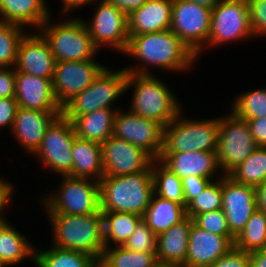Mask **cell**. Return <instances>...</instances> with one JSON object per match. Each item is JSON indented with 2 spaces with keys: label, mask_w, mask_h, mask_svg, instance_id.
Instances as JSON below:
<instances>
[{
  "label": "cell",
  "mask_w": 266,
  "mask_h": 267,
  "mask_svg": "<svg viewBox=\"0 0 266 267\" xmlns=\"http://www.w3.org/2000/svg\"><path fill=\"white\" fill-rule=\"evenodd\" d=\"M124 54L133 56L143 62V66L124 68L135 74H153L148 67H159L166 71H185L192 68L197 56L170 29L129 36V42Z\"/></svg>",
  "instance_id": "1"
},
{
  "label": "cell",
  "mask_w": 266,
  "mask_h": 267,
  "mask_svg": "<svg viewBox=\"0 0 266 267\" xmlns=\"http://www.w3.org/2000/svg\"><path fill=\"white\" fill-rule=\"evenodd\" d=\"M52 225L53 246L80 251L99 262L105 248L103 214L90 215L47 213Z\"/></svg>",
  "instance_id": "2"
},
{
  "label": "cell",
  "mask_w": 266,
  "mask_h": 267,
  "mask_svg": "<svg viewBox=\"0 0 266 267\" xmlns=\"http://www.w3.org/2000/svg\"><path fill=\"white\" fill-rule=\"evenodd\" d=\"M99 186L101 212L143 216L154 194L152 168L130 175L104 176Z\"/></svg>",
  "instance_id": "3"
},
{
  "label": "cell",
  "mask_w": 266,
  "mask_h": 267,
  "mask_svg": "<svg viewBox=\"0 0 266 267\" xmlns=\"http://www.w3.org/2000/svg\"><path fill=\"white\" fill-rule=\"evenodd\" d=\"M166 85L153 74L128 72L126 90L134 87L130 111L166 127L182 111L178 98Z\"/></svg>",
  "instance_id": "4"
},
{
  "label": "cell",
  "mask_w": 266,
  "mask_h": 267,
  "mask_svg": "<svg viewBox=\"0 0 266 267\" xmlns=\"http://www.w3.org/2000/svg\"><path fill=\"white\" fill-rule=\"evenodd\" d=\"M50 19L51 17L38 30L49 43L56 62L95 59L99 49L94 45L84 20L63 19L58 24H50Z\"/></svg>",
  "instance_id": "5"
},
{
  "label": "cell",
  "mask_w": 266,
  "mask_h": 267,
  "mask_svg": "<svg viewBox=\"0 0 266 267\" xmlns=\"http://www.w3.org/2000/svg\"><path fill=\"white\" fill-rule=\"evenodd\" d=\"M220 118L189 120L179 113L163 131L160 155L170 153L208 151L217 152Z\"/></svg>",
  "instance_id": "6"
},
{
  "label": "cell",
  "mask_w": 266,
  "mask_h": 267,
  "mask_svg": "<svg viewBox=\"0 0 266 267\" xmlns=\"http://www.w3.org/2000/svg\"><path fill=\"white\" fill-rule=\"evenodd\" d=\"M62 179L56 193L47 194L41 201L46 213L90 215L101 212L98 181L69 175Z\"/></svg>",
  "instance_id": "7"
},
{
  "label": "cell",
  "mask_w": 266,
  "mask_h": 267,
  "mask_svg": "<svg viewBox=\"0 0 266 267\" xmlns=\"http://www.w3.org/2000/svg\"><path fill=\"white\" fill-rule=\"evenodd\" d=\"M128 72L105 67L85 90L62 107L63 116H79L100 109H113L114 102L126 91Z\"/></svg>",
  "instance_id": "8"
},
{
  "label": "cell",
  "mask_w": 266,
  "mask_h": 267,
  "mask_svg": "<svg viewBox=\"0 0 266 267\" xmlns=\"http://www.w3.org/2000/svg\"><path fill=\"white\" fill-rule=\"evenodd\" d=\"M258 148L246 120L232 112L221 117L218 132L217 159L222 175H228Z\"/></svg>",
  "instance_id": "9"
},
{
  "label": "cell",
  "mask_w": 266,
  "mask_h": 267,
  "mask_svg": "<svg viewBox=\"0 0 266 267\" xmlns=\"http://www.w3.org/2000/svg\"><path fill=\"white\" fill-rule=\"evenodd\" d=\"M253 36L247 0H220L212 9L210 35L202 50Z\"/></svg>",
  "instance_id": "10"
},
{
  "label": "cell",
  "mask_w": 266,
  "mask_h": 267,
  "mask_svg": "<svg viewBox=\"0 0 266 267\" xmlns=\"http://www.w3.org/2000/svg\"><path fill=\"white\" fill-rule=\"evenodd\" d=\"M212 9L188 0H173L170 30L199 58L207 45Z\"/></svg>",
  "instance_id": "11"
},
{
  "label": "cell",
  "mask_w": 266,
  "mask_h": 267,
  "mask_svg": "<svg viewBox=\"0 0 266 267\" xmlns=\"http://www.w3.org/2000/svg\"><path fill=\"white\" fill-rule=\"evenodd\" d=\"M75 137L72 122L60 115L46 129L40 145L32 155H38L43 166L61 175L62 178L72 171V147Z\"/></svg>",
  "instance_id": "12"
},
{
  "label": "cell",
  "mask_w": 266,
  "mask_h": 267,
  "mask_svg": "<svg viewBox=\"0 0 266 267\" xmlns=\"http://www.w3.org/2000/svg\"><path fill=\"white\" fill-rule=\"evenodd\" d=\"M163 131L164 127L155 120L143 118L130 110L116 111L113 136L144 149L155 160L162 152Z\"/></svg>",
  "instance_id": "13"
},
{
  "label": "cell",
  "mask_w": 266,
  "mask_h": 267,
  "mask_svg": "<svg viewBox=\"0 0 266 267\" xmlns=\"http://www.w3.org/2000/svg\"><path fill=\"white\" fill-rule=\"evenodd\" d=\"M99 7L92 23L85 22L90 32L94 45L100 50L108 46L116 52L124 53L129 42L127 15L119 8L107 3L105 0H98Z\"/></svg>",
  "instance_id": "14"
},
{
  "label": "cell",
  "mask_w": 266,
  "mask_h": 267,
  "mask_svg": "<svg viewBox=\"0 0 266 267\" xmlns=\"http://www.w3.org/2000/svg\"><path fill=\"white\" fill-rule=\"evenodd\" d=\"M105 67L94 59L57 61L52 84L59 105L63 107L75 95L85 90Z\"/></svg>",
  "instance_id": "15"
},
{
  "label": "cell",
  "mask_w": 266,
  "mask_h": 267,
  "mask_svg": "<svg viewBox=\"0 0 266 267\" xmlns=\"http://www.w3.org/2000/svg\"><path fill=\"white\" fill-rule=\"evenodd\" d=\"M100 145L104 176H122L145 171L155 160L144 149L114 136Z\"/></svg>",
  "instance_id": "16"
},
{
  "label": "cell",
  "mask_w": 266,
  "mask_h": 267,
  "mask_svg": "<svg viewBox=\"0 0 266 267\" xmlns=\"http://www.w3.org/2000/svg\"><path fill=\"white\" fill-rule=\"evenodd\" d=\"M257 209L255 187L235 182L222 175V211L229 230L236 237Z\"/></svg>",
  "instance_id": "17"
},
{
  "label": "cell",
  "mask_w": 266,
  "mask_h": 267,
  "mask_svg": "<svg viewBox=\"0 0 266 267\" xmlns=\"http://www.w3.org/2000/svg\"><path fill=\"white\" fill-rule=\"evenodd\" d=\"M55 63L49 43L38 30L25 34L18 47L15 71L53 80Z\"/></svg>",
  "instance_id": "18"
},
{
  "label": "cell",
  "mask_w": 266,
  "mask_h": 267,
  "mask_svg": "<svg viewBox=\"0 0 266 267\" xmlns=\"http://www.w3.org/2000/svg\"><path fill=\"white\" fill-rule=\"evenodd\" d=\"M188 241L186 267H208L234 247L235 237L213 234L193 222Z\"/></svg>",
  "instance_id": "19"
},
{
  "label": "cell",
  "mask_w": 266,
  "mask_h": 267,
  "mask_svg": "<svg viewBox=\"0 0 266 267\" xmlns=\"http://www.w3.org/2000/svg\"><path fill=\"white\" fill-rule=\"evenodd\" d=\"M15 96L18 106L44 112H62L57 102L52 80L15 71Z\"/></svg>",
  "instance_id": "20"
},
{
  "label": "cell",
  "mask_w": 266,
  "mask_h": 267,
  "mask_svg": "<svg viewBox=\"0 0 266 267\" xmlns=\"http://www.w3.org/2000/svg\"><path fill=\"white\" fill-rule=\"evenodd\" d=\"M62 112H44L19 107L11 132L25 151L33 153L40 145L46 129Z\"/></svg>",
  "instance_id": "21"
},
{
  "label": "cell",
  "mask_w": 266,
  "mask_h": 267,
  "mask_svg": "<svg viewBox=\"0 0 266 267\" xmlns=\"http://www.w3.org/2000/svg\"><path fill=\"white\" fill-rule=\"evenodd\" d=\"M158 160L180 179L188 176H200L214 179L216 172L221 173L217 152L191 151L160 155Z\"/></svg>",
  "instance_id": "22"
},
{
  "label": "cell",
  "mask_w": 266,
  "mask_h": 267,
  "mask_svg": "<svg viewBox=\"0 0 266 267\" xmlns=\"http://www.w3.org/2000/svg\"><path fill=\"white\" fill-rule=\"evenodd\" d=\"M173 0H148L127 15L129 36L170 29Z\"/></svg>",
  "instance_id": "23"
},
{
  "label": "cell",
  "mask_w": 266,
  "mask_h": 267,
  "mask_svg": "<svg viewBox=\"0 0 266 267\" xmlns=\"http://www.w3.org/2000/svg\"><path fill=\"white\" fill-rule=\"evenodd\" d=\"M193 219L186 217L157 236V259L161 264L186 267L188 238Z\"/></svg>",
  "instance_id": "24"
},
{
  "label": "cell",
  "mask_w": 266,
  "mask_h": 267,
  "mask_svg": "<svg viewBox=\"0 0 266 267\" xmlns=\"http://www.w3.org/2000/svg\"><path fill=\"white\" fill-rule=\"evenodd\" d=\"M46 4L45 0H0V21L38 30L52 13Z\"/></svg>",
  "instance_id": "25"
},
{
  "label": "cell",
  "mask_w": 266,
  "mask_h": 267,
  "mask_svg": "<svg viewBox=\"0 0 266 267\" xmlns=\"http://www.w3.org/2000/svg\"><path fill=\"white\" fill-rule=\"evenodd\" d=\"M117 109H100L79 116H64L73 124L78 138L103 143L113 136L114 117Z\"/></svg>",
  "instance_id": "26"
},
{
  "label": "cell",
  "mask_w": 266,
  "mask_h": 267,
  "mask_svg": "<svg viewBox=\"0 0 266 267\" xmlns=\"http://www.w3.org/2000/svg\"><path fill=\"white\" fill-rule=\"evenodd\" d=\"M72 171L69 176L100 181L104 177L102 150L99 143L74 138Z\"/></svg>",
  "instance_id": "27"
},
{
  "label": "cell",
  "mask_w": 266,
  "mask_h": 267,
  "mask_svg": "<svg viewBox=\"0 0 266 267\" xmlns=\"http://www.w3.org/2000/svg\"><path fill=\"white\" fill-rule=\"evenodd\" d=\"M186 217L185 206L153 194L142 219L158 236Z\"/></svg>",
  "instance_id": "28"
},
{
  "label": "cell",
  "mask_w": 266,
  "mask_h": 267,
  "mask_svg": "<svg viewBox=\"0 0 266 267\" xmlns=\"http://www.w3.org/2000/svg\"><path fill=\"white\" fill-rule=\"evenodd\" d=\"M26 239L10 222H0V267L20 264L27 257L34 262V246Z\"/></svg>",
  "instance_id": "29"
},
{
  "label": "cell",
  "mask_w": 266,
  "mask_h": 267,
  "mask_svg": "<svg viewBox=\"0 0 266 267\" xmlns=\"http://www.w3.org/2000/svg\"><path fill=\"white\" fill-rule=\"evenodd\" d=\"M102 214L105 247H110L113 243L115 247L123 246L142 220L141 215L133 213L102 212Z\"/></svg>",
  "instance_id": "30"
},
{
  "label": "cell",
  "mask_w": 266,
  "mask_h": 267,
  "mask_svg": "<svg viewBox=\"0 0 266 267\" xmlns=\"http://www.w3.org/2000/svg\"><path fill=\"white\" fill-rule=\"evenodd\" d=\"M47 251L35 249L34 264L37 267H97L98 262L89 254L60 249L55 246Z\"/></svg>",
  "instance_id": "31"
},
{
  "label": "cell",
  "mask_w": 266,
  "mask_h": 267,
  "mask_svg": "<svg viewBox=\"0 0 266 267\" xmlns=\"http://www.w3.org/2000/svg\"><path fill=\"white\" fill-rule=\"evenodd\" d=\"M156 252H136L123 246L105 247L98 262L99 267H156Z\"/></svg>",
  "instance_id": "32"
},
{
  "label": "cell",
  "mask_w": 266,
  "mask_h": 267,
  "mask_svg": "<svg viewBox=\"0 0 266 267\" xmlns=\"http://www.w3.org/2000/svg\"><path fill=\"white\" fill-rule=\"evenodd\" d=\"M154 194L185 206L182 180L158 159L151 164Z\"/></svg>",
  "instance_id": "33"
},
{
  "label": "cell",
  "mask_w": 266,
  "mask_h": 267,
  "mask_svg": "<svg viewBox=\"0 0 266 267\" xmlns=\"http://www.w3.org/2000/svg\"><path fill=\"white\" fill-rule=\"evenodd\" d=\"M235 182L257 187L266 180V147H258L229 174Z\"/></svg>",
  "instance_id": "34"
},
{
  "label": "cell",
  "mask_w": 266,
  "mask_h": 267,
  "mask_svg": "<svg viewBox=\"0 0 266 267\" xmlns=\"http://www.w3.org/2000/svg\"><path fill=\"white\" fill-rule=\"evenodd\" d=\"M234 247L248 253L266 248V213L255 210L243 230L235 237Z\"/></svg>",
  "instance_id": "35"
},
{
  "label": "cell",
  "mask_w": 266,
  "mask_h": 267,
  "mask_svg": "<svg viewBox=\"0 0 266 267\" xmlns=\"http://www.w3.org/2000/svg\"><path fill=\"white\" fill-rule=\"evenodd\" d=\"M231 112L241 119L266 117V88L241 93L232 102Z\"/></svg>",
  "instance_id": "36"
},
{
  "label": "cell",
  "mask_w": 266,
  "mask_h": 267,
  "mask_svg": "<svg viewBox=\"0 0 266 267\" xmlns=\"http://www.w3.org/2000/svg\"><path fill=\"white\" fill-rule=\"evenodd\" d=\"M21 25L0 21V67H14L20 41L25 36Z\"/></svg>",
  "instance_id": "37"
},
{
  "label": "cell",
  "mask_w": 266,
  "mask_h": 267,
  "mask_svg": "<svg viewBox=\"0 0 266 267\" xmlns=\"http://www.w3.org/2000/svg\"><path fill=\"white\" fill-rule=\"evenodd\" d=\"M212 181L207 188L186 205V215L194 219L198 214L222 209V176Z\"/></svg>",
  "instance_id": "38"
},
{
  "label": "cell",
  "mask_w": 266,
  "mask_h": 267,
  "mask_svg": "<svg viewBox=\"0 0 266 267\" xmlns=\"http://www.w3.org/2000/svg\"><path fill=\"white\" fill-rule=\"evenodd\" d=\"M123 247L136 252H157V235L142 219Z\"/></svg>",
  "instance_id": "39"
},
{
  "label": "cell",
  "mask_w": 266,
  "mask_h": 267,
  "mask_svg": "<svg viewBox=\"0 0 266 267\" xmlns=\"http://www.w3.org/2000/svg\"><path fill=\"white\" fill-rule=\"evenodd\" d=\"M193 221L201 229L213 234L233 236L229 230L228 222L222 209L198 214Z\"/></svg>",
  "instance_id": "40"
},
{
  "label": "cell",
  "mask_w": 266,
  "mask_h": 267,
  "mask_svg": "<svg viewBox=\"0 0 266 267\" xmlns=\"http://www.w3.org/2000/svg\"><path fill=\"white\" fill-rule=\"evenodd\" d=\"M247 3L255 38L261 35L266 36V0H247Z\"/></svg>",
  "instance_id": "41"
},
{
  "label": "cell",
  "mask_w": 266,
  "mask_h": 267,
  "mask_svg": "<svg viewBox=\"0 0 266 267\" xmlns=\"http://www.w3.org/2000/svg\"><path fill=\"white\" fill-rule=\"evenodd\" d=\"M181 180L183 185L185 207L192 199L204 191L212 180L214 181V179L200 176H188Z\"/></svg>",
  "instance_id": "42"
},
{
  "label": "cell",
  "mask_w": 266,
  "mask_h": 267,
  "mask_svg": "<svg viewBox=\"0 0 266 267\" xmlns=\"http://www.w3.org/2000/svg\"><path fill=\"white\" fill-rule=\"evenodd\" d=\"M208 267H249V253L232 247L224 256Z\"/></svg>",
  "instance_id": "43"
},
{
  "label": "cell",
  "mask_w": 266,
  "mask_h": 267,
  "mask_svg": "<svg viewBox=\"0 0 266 267\" xmlns=\"http://www.w3.org/2000/svg\"><path fill=\"white\" fill-rule=\"evenodd\" d=\"M18 108L15 98H0V128L12 129Z\"/></svg>",
  "instance_id": "44"
},
{
  "label": "cell",
  "mask_w": 266,
  "mask_h": 267,
  "mask_svg": "<svg viewBox=\"0 0 266 267\" xmlns=\"http://www.w3.org/2000/svg\"><path fill=\"white\" fill-rule=\"evenodd\" d=\"M15 88V68L0 67V98H14Z\"/></svg>",
  "instance_id": "45"
},
{
  "label": "cell",
  "mask_w": 266,
  "mask_h": 267,
  "mask_svg": "<svg viewBox=\"0 0 266 267\" xmlns=\"http://www.w3.org/2000/svg\"><path fill=\"white\" fill-rule=\"evenodd\" d=\"M246 120L258 147H266V117Z\"/></svg>",
  "instance_id": "46"
},
{
  "label": "cell",
  "mask_w": 266,
  "mask_h": 267,
  "mask_svg": "<svg viewBox=\"0 0 266 267\" xmlns=\"http://www.w3.org/2000/svg\"><path fill=\"white\" fill-rule=\"evenodd\" d=\"M3 179L4 178L0 177V222L6 221V218L3 215V210H5L4 208H6V206H9V202L12 200L13 197L12 184H10V182H6Z\"/></svg>",
  "instance_id": "47"
},
{
  "label": "cell",
  "mask_w": 266,
  "mask_h": 267,
  "mask_svg": "<svg viewBox=\"0 0 266 267\" xmlns=\"http://www.w3.org/2000/svg\"><path fill=\"white\" fill-rule=\"evenodd\" d=\"M107 3L119 8L126 15L139 9L148 0H105Z\"/></svg>",
  "instance_id": "48"
},
{
  "label": "cell",
  "mask_w": 266,
  "mask_h": 267,
  "mask_svg": "<svg viewBox=\"0 0 266 267\" xmlns=\"http://www.w3.org/2000/svg\"><path fill=\"white\" fill-rule=\"evenodd\" d=\"M249 267H266V248L249 253Z\"/></svg>",
  "instance_id": "49"
},
{
  "label": "cell",
  "mask_w": 266,
  "mask_h": 267,
  "mask_svg": "<svg viewBox=\"0 0 266 267\" xmlns=\"http://www.w3.org/2000/svg\"><path fill=\"white\" fill-rule=\"evenodd\" d=\"M257 209L266 213V180L255 187Z\"/></svg>",
  "instance_id": "50"
},
{
  "label": "cell",
  "mask_w": 266,
  "mask_h": 267,
  "mask_svg": "<svg viewBox=\"0 0 266 267\" xmlns=\"http://www.w3.org/2000/svg\"><path fill=\"white\" fill-rule=\"evenodd\" d=\"M98 0H61L63 3V13L70 12V10L75 9L77 7H81L83 5H88L96 2Z\"/></svg>",
  "instance_id": "51"
},
{
  "label": "cell",
  "mask_w": 266,
  "mask_h": 267,
  "mask_svg": "<svg viewBox=\"0 0 266 267\" xmlns=\"http://www.w3.org/2000/svg\"><path fill=\"white\" fill-rule=\"evenodd\" d=\"M191 2H195L196 4L206 7V8H211L213 7L220 1V0H188Z\"/></svg>",
  "instance_id": "52"
},
{
  "label": "cell",
  "mask_w": 266,
  "mask_h": 267,
  "mask_svg": "<svg viewBox=\"0 0 266 267\" xmlns=\"http://www.w3.org/2000/svg\"><path fill=\"white\" fill-rule=\"evenodd\" d=\"M156 267H183L181 265H172V264H161L159 263Z\"/></svg>",
  "instance_id": "53"
}]
</instances>
